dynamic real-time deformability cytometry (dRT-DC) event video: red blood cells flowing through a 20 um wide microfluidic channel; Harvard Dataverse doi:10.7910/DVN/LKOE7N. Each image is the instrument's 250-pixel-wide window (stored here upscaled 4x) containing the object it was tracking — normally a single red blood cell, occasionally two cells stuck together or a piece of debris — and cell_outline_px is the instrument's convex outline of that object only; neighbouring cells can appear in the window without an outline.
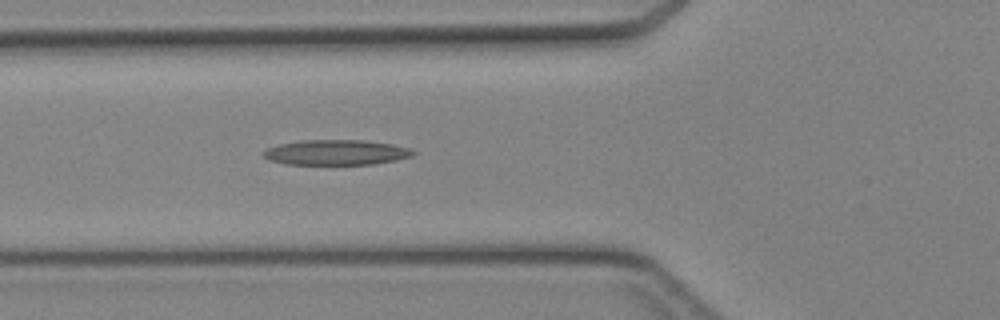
{"species": "Egyptian fruit bat (a non-hibernating species)", "species_latin": "Rousettus aegyptiacus", "temperature_condition": "cold", "stored_images_in_passage": 47, "camera_frame_rate_fps": 3000, "um_per_image_px": 0.085, "animal": {"sex": "female"}, "frame": {"image": 1, "passage_image": 17, "time_ms": 5.333, "image_size_px": [1000, 320], "cell_outline_px": [[416, 152], [412, 156], [396, 160], [372, 164], [284, 164], [268, 160], [260, 156], [260, 152], [268, 148], [280, 144], [300, 140], [364, 140], [392, 144], [412, 148]], "centroid_in_image_um": [28.54, 12.95], "position_along_channel_um": 97.3, "area_um2": 22.2}}
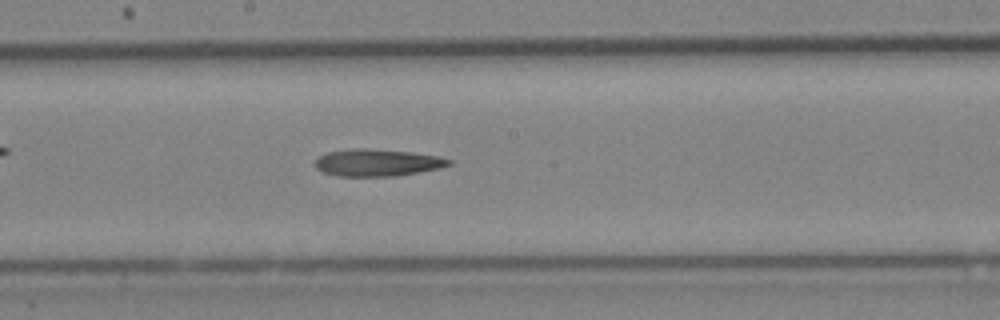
{"frame": {"image": 2, "passage_image": 25, "time_ms": 8.0, "image_size_px": [1000, 320], "cell_outline_px": [[452, 164], [440, 168], [420, 172], [396, 176], [336, 176], [324, 172], [316, 168], [316, 160], [320, 156], [328, 152], [352, 148], [368, 148], [412, 152], [436, 156], [452, 160]], "centroid_in_image_um": [32.09, 13.82], "position_along_channel_um": 216.1, "area_um2": 21.1}}
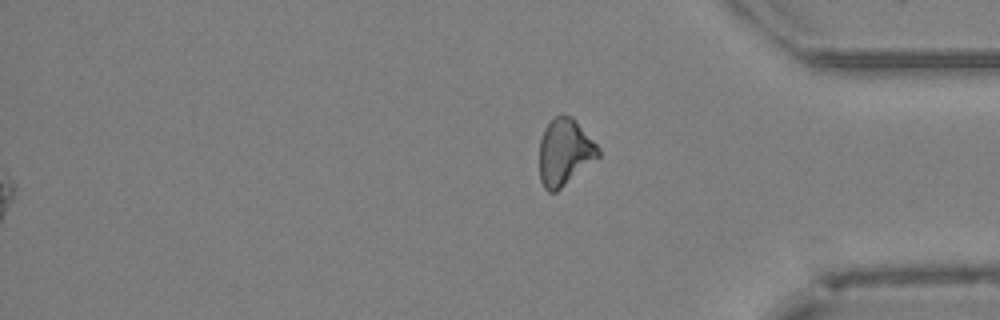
{"frame": {"image": 3, "passage_image": 47, "time_ms": 15.333, "image_size_px": [1000, 320], "cell_outline_px": [[600, 156], [556, 192], [548, 192], [544, 188], [540, 180], [540, 140], [544, 128], [560, 112], [572, 116], [576, 120], [600, 148]], "centroid_in_image_um": [48.0, 12.91], "position_along_channel_um": 387.2, "area_um2": 22.95}}